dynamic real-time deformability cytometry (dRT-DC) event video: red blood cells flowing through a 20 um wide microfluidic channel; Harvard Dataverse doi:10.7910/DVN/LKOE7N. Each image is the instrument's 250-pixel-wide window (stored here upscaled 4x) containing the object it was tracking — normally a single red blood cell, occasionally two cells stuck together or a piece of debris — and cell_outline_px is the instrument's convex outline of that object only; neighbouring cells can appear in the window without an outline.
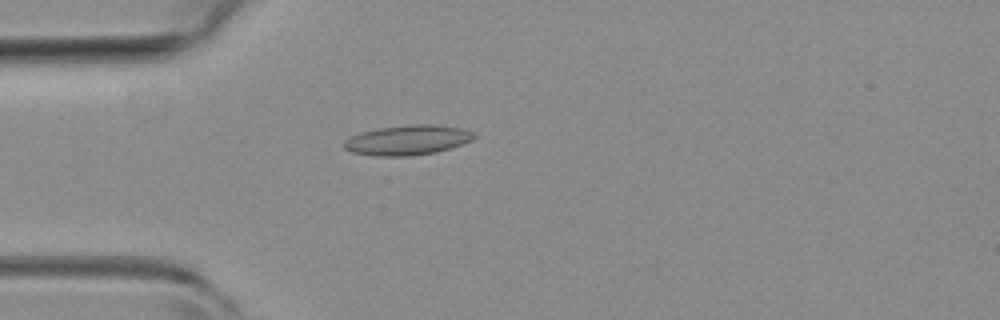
{"species": "common noctule bat (a hibernating species)", "species_latin": "Nyctalus noctula", "temperature_condition": "room temperature", "stored_images_in_passage": 4, "camera_frame_rate_fps": 3000, "um_per_image_px": 0.085, "animal": {"sex": "female", "body_mass_g": 19.3, "forearm_length_mm": 54.1}, "frame": {"image": 1, "passage_image": 4, "time_ms": 1.0, "image_size_px": [1000, 320], "cell_outline_px": [[476, 136], [472, 140], [436, 152], [408, 156], [372, 156], [352, 152], [344, 148], [344, 140], [360, 132], [380, 128], [408, 124], [436, 124], [464, 128], [476, 132]], "centroid_in_image_um": [34.66, 11.89], "position_along_channel_um": 50.3, "area_um2": 22.77}}